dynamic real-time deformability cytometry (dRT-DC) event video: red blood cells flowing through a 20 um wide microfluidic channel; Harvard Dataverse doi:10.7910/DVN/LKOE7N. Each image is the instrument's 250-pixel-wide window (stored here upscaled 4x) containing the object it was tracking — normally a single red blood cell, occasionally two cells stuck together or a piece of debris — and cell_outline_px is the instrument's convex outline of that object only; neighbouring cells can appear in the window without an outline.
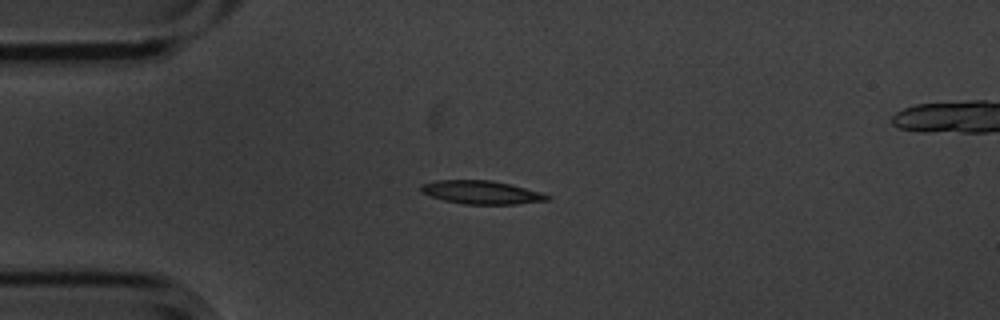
{"species": "common noctule bat (a hibernating species)", "species_latin": "Nyctalus noctula", "temperature_condition": "cold", "stored_images_in_passage": 3, "camera_frame_rate_fps": 3000, "um_per_image_px": 0.085, "animal": {"sex": "male", "body_mass_g": 20.1, "forearm_length_mm": 53.5}, "frame": {"image": 1, "passage_image": 1, "time_ms": 0.0, "image_size_px": [1000, 320], "cell_outline_px": [[552, 196], [548, 200], [516, 204], [464, 204], [444, 200], [420, 192], [420, 184], [436, 180], [492, 180], [540, 192]], "centroid_in_image_um": [40.89, 16.34], "position_along_channel_um": 44.1, "area_um2": 17.05}}
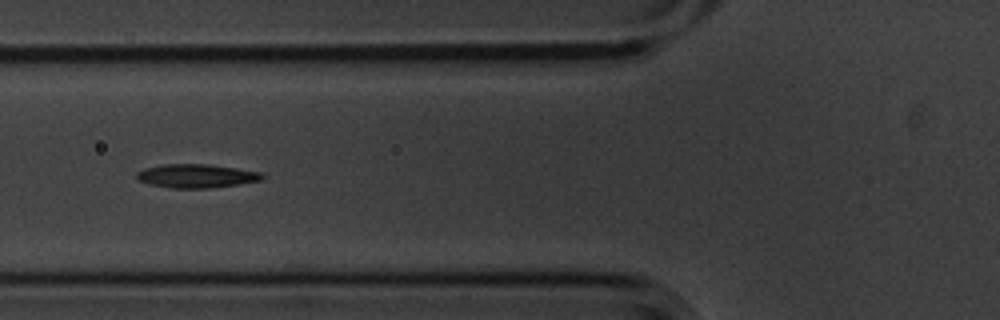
{"frame": {"image": 2, "passage_image": 3, "time_ms": 0.667, "image_size_px": [1000, 320], "cell_outline_px": [[264, 176], [260, 180], [240, 184], [208, 188], [172, 188], [148, 184], [136, 180], [136, 172], [144, 168], [164, 164], [208, 164], [236, 168], [260, 172]], "centroid_in_image_um": [16.63, 14.95], "position_along_channel_um": 109.2, "area_um2": 17.34}}